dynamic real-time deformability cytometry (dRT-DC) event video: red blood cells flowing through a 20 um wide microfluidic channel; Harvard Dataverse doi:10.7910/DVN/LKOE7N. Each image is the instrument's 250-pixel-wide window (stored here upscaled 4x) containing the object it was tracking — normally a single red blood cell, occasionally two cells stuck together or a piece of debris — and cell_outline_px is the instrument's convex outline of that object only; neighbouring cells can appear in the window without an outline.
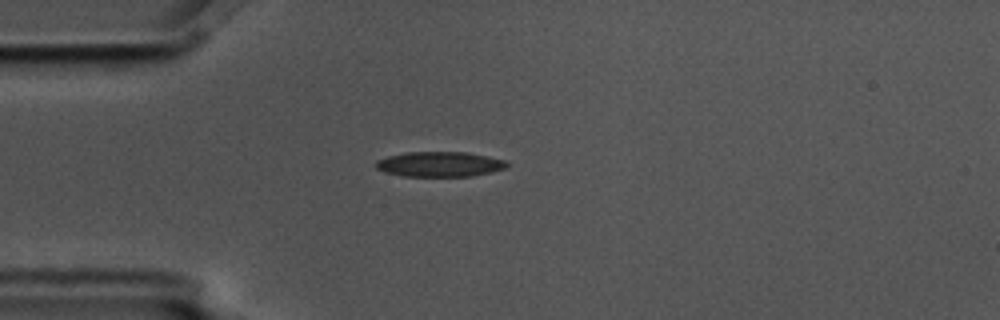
{"species": "common noctule bat (a hibernating species)", "species_latin": "Nyctalus noctula", "temperature_condition": "cold", "stored_images_in_passage": 12, "camera_frame_rate_fps": 3000, "um_per_image_px": 0.085, "animal": {"sex": "male", "body_mass_g": 17.5, "forearm_length_mm": 52.3}, "frame": {"image": 1, "passage_image": 1, "time_ms": 0.0, "image_size_px": [1000, 320], "cell_outline_px": [[508, 164], [504, 168], [492, 172], [472, 176], [404, 176], [384, 172], [376, 168], [376, 160], [388, 156], [408, 152], [468, 152], [488, 156], [504, 160]], "centroid_in_image_um": [37.36, 13.95], "position_along_channel_um": 47.6, "area_um2": 19.07}}
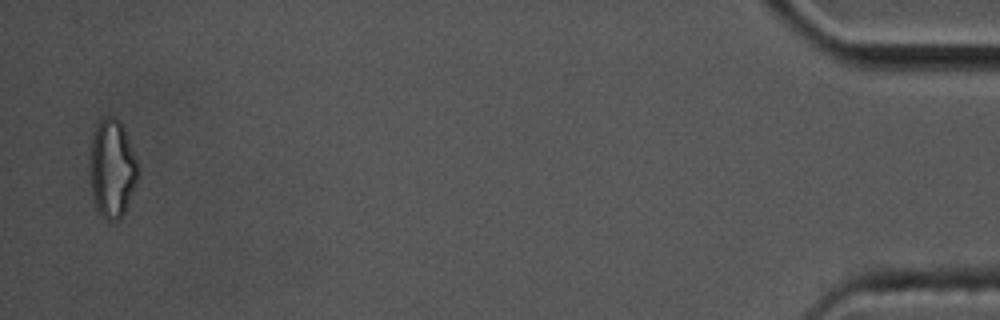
{"frame": {"image": 2, "passage_image": 12, "time_ms": 3.667, "image_size_px": [1000, 320], "cell_outline_px": [[140, 176], [124, 212], [116, 220], [104, 220], [96, 208], [92, 192], [92, 136], [96, 124], [104, 116], [112, 116], [120, 120], [124, 128], [136, 160]], "centroid_in_image_um": [9.56, 14.31], "position_along_channel_um": 425.6, "area_um2": 26.99}}